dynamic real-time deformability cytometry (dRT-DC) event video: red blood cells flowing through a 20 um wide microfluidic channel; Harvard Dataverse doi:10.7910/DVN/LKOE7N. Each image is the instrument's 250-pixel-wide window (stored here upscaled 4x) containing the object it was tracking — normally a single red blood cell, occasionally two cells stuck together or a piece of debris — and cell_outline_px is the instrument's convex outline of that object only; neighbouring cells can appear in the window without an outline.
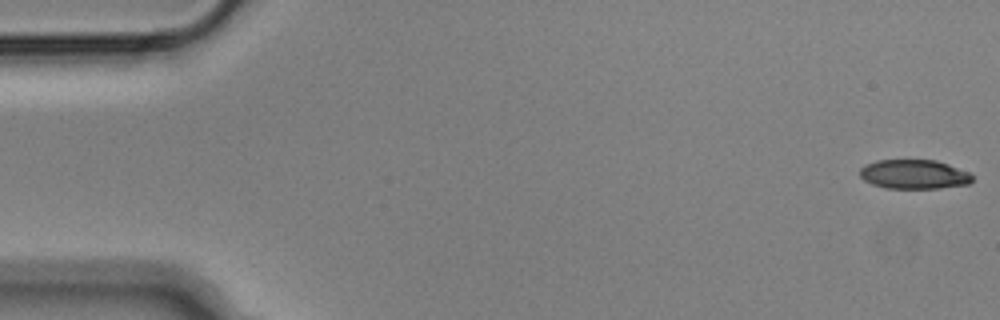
{"species": "Egyptian fruit bat (a non-hibernating species)", "species_latin": "Rousettus aegyptiacus", "temperature_condition": "cold", "stored_images_in_passage": 55, "camera_frame_rate_fps": 3000, "um_per_image_px": 0.085, "animal": {"sex": "male"}, "frame": {"image": 1, "passage_image": 1, "time_ms": 0.0, "image_size_px": [1000, 320], "cell_outline_px": [[972, 180], [968, 184], [940, 188], [888, 188], [872, 184], [864, 180], [860, 176], [860, 168], [864, 164], [876, 160], [936, 160], [948, 164], [968, 172], [972, 176]], "centroid_in_image_um": [77.66, 14.81], "position_along_channel_um": 7.3, "area_um2": 19.13}}
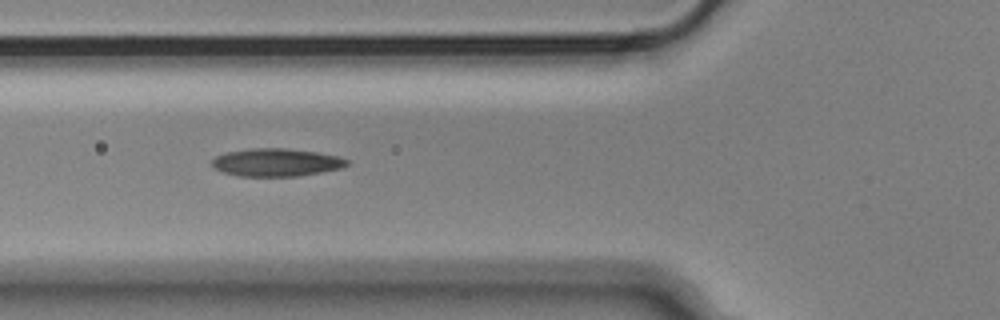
{"frame": {"image": 2, "passage_image": 20, "time_ms": 6.333, "image_size_px": [1000, 320], "cell_outline_px": [[348, 164], [340, 168], [300, 176], [240, 176], [224, 172], [216, 168], [212, 164], [212, 160], [216, 156], [224, 152], [248, 148], [284, 148], [316, 152], [340, 156], [348, 160]], "centroid_in_image_um": [23.48, 13.79], "position_along_channel_um": 102.3, "area_um2": 21.85}}
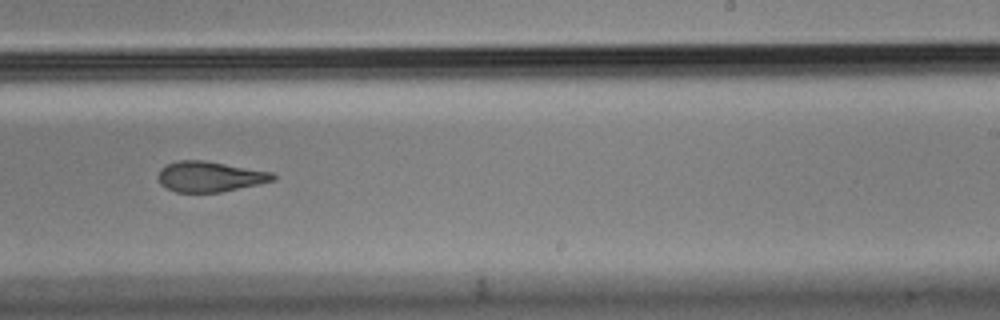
{"frame": {"image": 3, "passage_image": 34, "time_ms": 11.0, "image_size_px": [1000, 320], "cell_outline_px": [[276, 180], [220, 192], [176, 192], [160, 184], [156, 176], [160, 168], [176, 160], [204, 160], [272, 172], [276, 176]], "centroid_in_image_um": [17.8, 15.0], "position_along_channel_um": 271.2, "area_um2": 20.35}, "authors_computed_cell_mechanics": {"area_um2": 21.5594, "velocity_mm_per_s": 3.6114, "shape_relaxation_time_tau1_ms": null, "shape_relaxation_time_tau2_ms": 3.3923, "deformation_change_tau1": null, "deformation_change_tau2": 0.113}}